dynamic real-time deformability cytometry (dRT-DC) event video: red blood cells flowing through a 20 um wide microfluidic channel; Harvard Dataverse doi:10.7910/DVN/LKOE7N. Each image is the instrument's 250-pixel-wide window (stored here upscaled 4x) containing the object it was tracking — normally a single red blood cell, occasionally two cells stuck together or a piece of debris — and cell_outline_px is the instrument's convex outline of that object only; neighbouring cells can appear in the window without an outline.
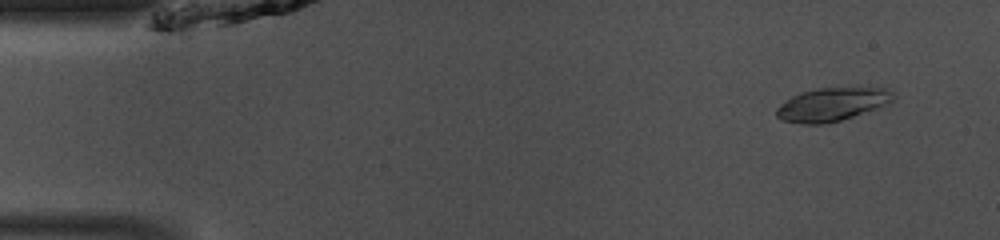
{"species": "common noctule bat (a hibernating species)", "species_latin": "Nyctalus noctula", "temperature_condition": "room temperature", "stored_images_in_passage": 48, "camera_frame_rate_fps": 3000, "um_per_image_px": 0.085, "animal": {"sex": "male", "body_mass_g": 13.0, "forearm_length_mm": 53.1}, "frame": {"image": 1, "passage_image": 4, "time_ms": 1.0, "image_size_px": [1000, 240], "cell_outline_px": [[896, 96], [888, 104], [840, 120], [820, 124], [804, 124], [784, 120], [776, 116], [776, 108], [792, 96], [800, 92], [820, 88], [884, 88], [892, 92]], "centroid_in_image_um": [70.71, 8.87], "position_along_channel_um": 14.3, "area_um2": 22.2}}
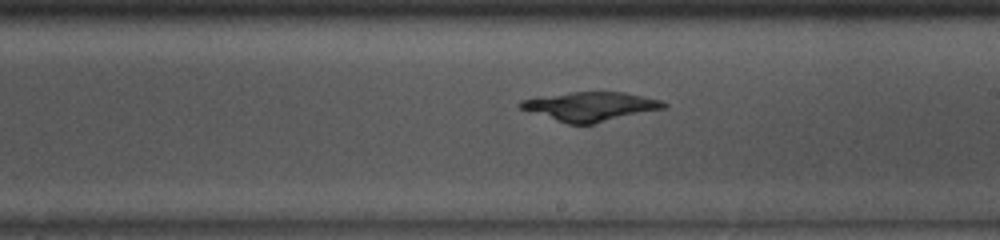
{"frame": {"image": 2, "passage_image": 27, "time_ms": 8.667, "image_size_px": [1000, 240], "cell_outline_px": [[668, 108], [592, 124], [568, 124], [520, 108], [516, 104], [520, 100], [572, 92], [624, 92], [660, 100], [668, 104]], "centroid_in_image_um": [50.23, 9.05], "position_along_channel_um": 238.8, "area_um2": 24.04}}
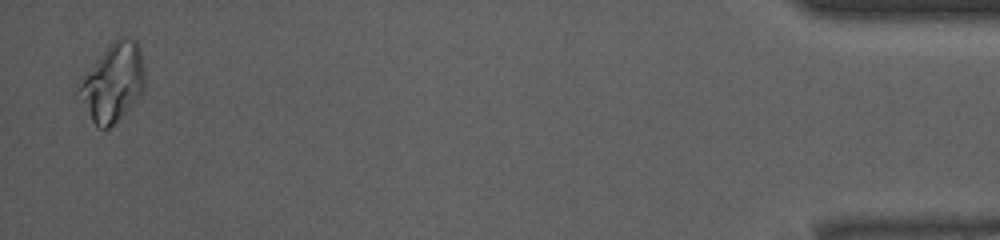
{"frame": {"image": 3, "passage_image": 47, "time_ms": 15.333, "image_size_px": [1000, 240], "cell_outline_px": [[144, 88], [140, 96], [108, 128], [96, 128], [72, 92], [100, 56], [116, 40], [124, 36], [128, 36], [136, 40], [140, 48], [144, 68]], "centroid_in_image_um": [9.55, 7.05], "position_along_channel_um": 425.7, "area_um2": 29.82}}